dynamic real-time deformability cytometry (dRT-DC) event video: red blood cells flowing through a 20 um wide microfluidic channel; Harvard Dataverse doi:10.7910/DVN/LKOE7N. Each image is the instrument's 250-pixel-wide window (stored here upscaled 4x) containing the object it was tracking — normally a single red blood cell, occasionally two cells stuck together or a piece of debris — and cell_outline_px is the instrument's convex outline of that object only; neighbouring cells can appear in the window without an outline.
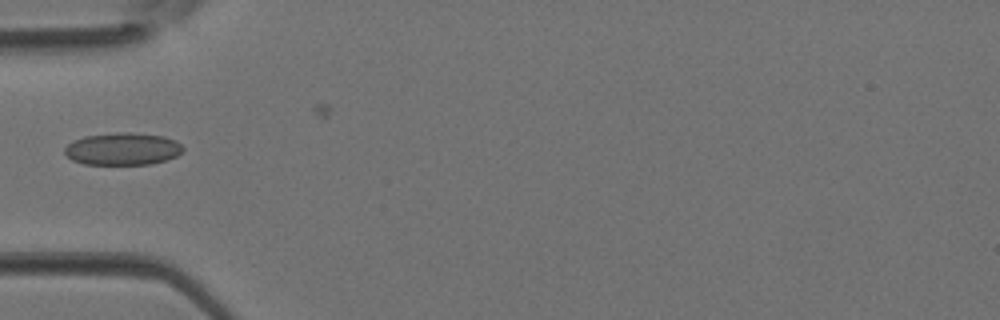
{"species": "Egyptian fruit bat (a non-hibernating species)", "species_latin": "Rousettus aegyptiacus", "temperature_condition": "room temperature", "stored_images_in_passage": 3, "camera_frame_rate_fps": 3000, "um_per_image_px": 0.085, "animal": {"sex": "female"}, "frame": {"image": 1, "passage_image": 3, "time_ms": 0.667, "image_size_px": [1000, 320], "cell_outline_px": [[184, 148], [176, 156], [164, 160], [148, 164], [84, 164], [72, 160], [64, 152], [64, 148], [68, 144], [84, 136], [116, 132], [128, 132], [164, 136], [176, 140]], "centroid_in_image_um": [10.42, 12.65], "position_along_channel_um": 74.6, "area_um2": 22.14}}